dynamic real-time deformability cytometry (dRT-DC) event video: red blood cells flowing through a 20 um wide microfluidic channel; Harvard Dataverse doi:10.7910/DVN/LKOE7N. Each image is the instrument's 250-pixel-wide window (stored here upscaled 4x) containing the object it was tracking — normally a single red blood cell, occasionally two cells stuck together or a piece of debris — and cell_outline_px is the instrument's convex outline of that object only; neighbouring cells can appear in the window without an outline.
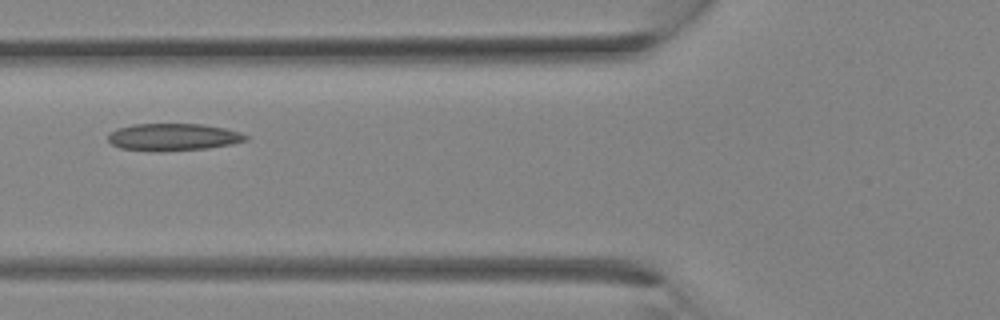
{"species": "Egyptian fruit bat (a non-hibernating species)", "species_latin": "Rousettus aegyptiacus", "temperature_condition": "room temperature", "stored_images_in_passage": 2, "camera_frame_rate_fps": 3000, "um_per_image_px": 0.085, "animal": {"sex": "female"}, "frame": {"image": 1, "passage_image": 2, "time_ms": 1.333, "image_size_px": [1000, 320], "cell_outline_px": [[248, 140], [232, 144], [208, 148], [160, 152], [152, 152], [120, 148], [112, 144], [108, 140], [108, 132], [116, 128], [132, 124], [200, 124], [224, 128], [240, 132], [248, 136]], "centroid_in_image_um": [14.68, 11.66], "position_along_channel_um": 111.1, "area_um2": 22.14}}